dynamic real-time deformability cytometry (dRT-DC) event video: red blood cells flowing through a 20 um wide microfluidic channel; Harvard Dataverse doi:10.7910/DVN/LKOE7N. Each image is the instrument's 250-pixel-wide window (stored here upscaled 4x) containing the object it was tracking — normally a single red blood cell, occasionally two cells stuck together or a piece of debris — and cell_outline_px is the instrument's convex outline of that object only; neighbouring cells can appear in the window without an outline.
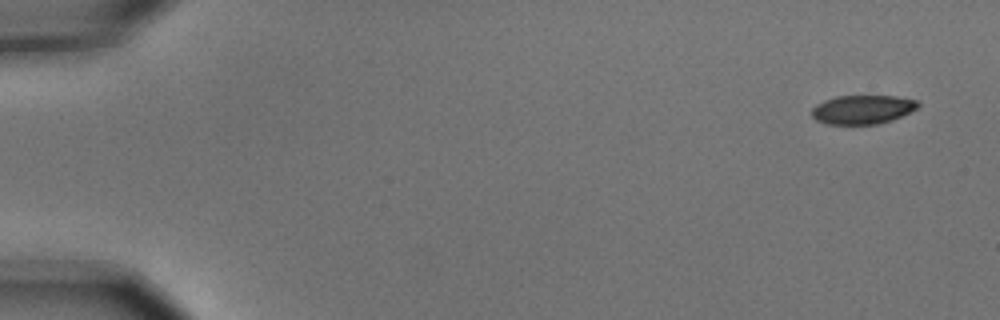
{"species": "common noctule bat (a hibernating species)", "species_latin": "Nyctalus noctula", "temperature_condition": "cold", "stored_images_in_passage": 6, "camera_frame_rate_fps": 3000, "um_per_image_px": 0.085, "animal": {"sex": "male", "body_mass_g": 15.6}, "frame": {"image": 1, "passage_image": 1, "time_ms": 0.0, "image_size_px": [1000, 320], "cell_outline_px": [[920, 104], [916, 108], [892, 120], [876, 124], [828, 124], [816, 120], [812, 116], [812, 108], [816, 104], [824, 100], [836, 96], [896, 96], [916, 100]], "centroid_in_image_um": [73.28, 9.3], "position_along_channel_um": 11.7, "area_um2": 17.74}}
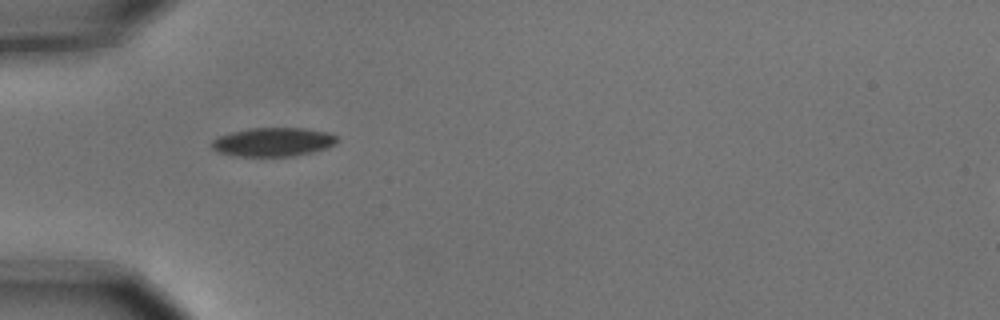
{"frame": {"image": 2, "passage_image": 5, "time_ms": 1.333, "image_size_px": [1000, 320], "cell_outline_px": [[336, 140], [328, 148], [312, 152], [292, 156], [236, 156], [220, 152], [212, 148], [212, 140], [220, 136], [232, 132], [248, 128], [304, 128], [328, 132], [336, 136]], "centroid_in_image_um": [23.21, 12.06], "position_along_channel_um": 61.8, "area_um2": 20.81}}
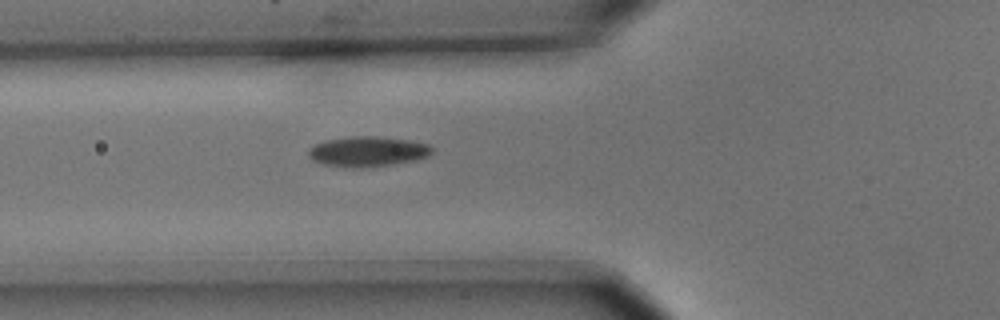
{"frame": {"image": 3, "passage_image": 6, "time_ms": 1.667, "image_size_px": [1000, 320], "cell_outline_px": [[432, 152], [428, 156], [416, 160], [392, 164], [356, 168], [324, 164], [312, 160], [308, 156], [308, 148], [324, 140], [348, 136], [380, 136], [408, 140], [428, 144], [432, 148]], "centroid_in_image_um": [31.22, 12.86], "position_along_channel_um": 94.6, "area_um2": 21.73}}